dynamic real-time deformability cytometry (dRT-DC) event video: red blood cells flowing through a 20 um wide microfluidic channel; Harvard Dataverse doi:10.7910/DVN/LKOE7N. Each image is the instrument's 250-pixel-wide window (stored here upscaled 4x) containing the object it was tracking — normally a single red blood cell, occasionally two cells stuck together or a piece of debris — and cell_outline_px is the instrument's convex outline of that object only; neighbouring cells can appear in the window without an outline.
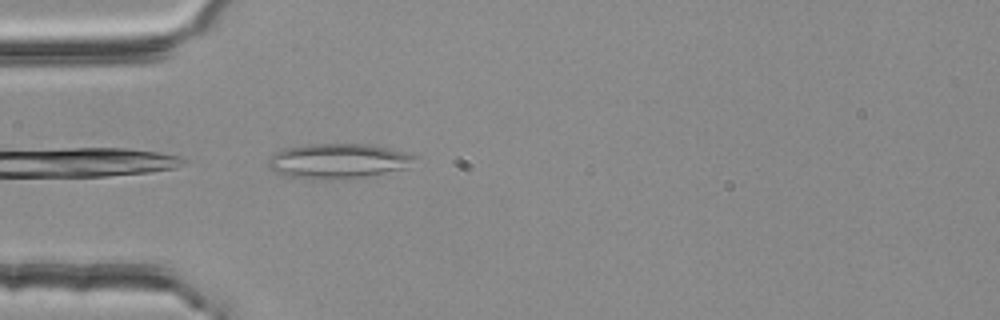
{"species": "common noctule bat (a hibernating species)", "species_latin": "Nyctalus noctula", "temperature_condition": "room temperature", "stored_images_in_passage": 33, "camera_frame_rate_fps": 3000, "um_per_image_px": 0.085, "animal": {"sex": "female", "body_mass_g": 25.1}, "frame": {"image": 1, "passage_image": 1, "time_ms": 0.0, "image_size_px": [1000, 320], "cell_outline_px": [[420, 156], [404, 168], [384, 172], [360, 176], [328, 180], [312, 180], [292, 176], [276, 172], [268, 168], [268, 160], [276, 152], [284, 148], [308, 144], [368, 144], [408, 152]], "centroid_in_image_um": [28.72, 13.67], "position_along_channel_um": 56.3, "area_um2": 29.54}}
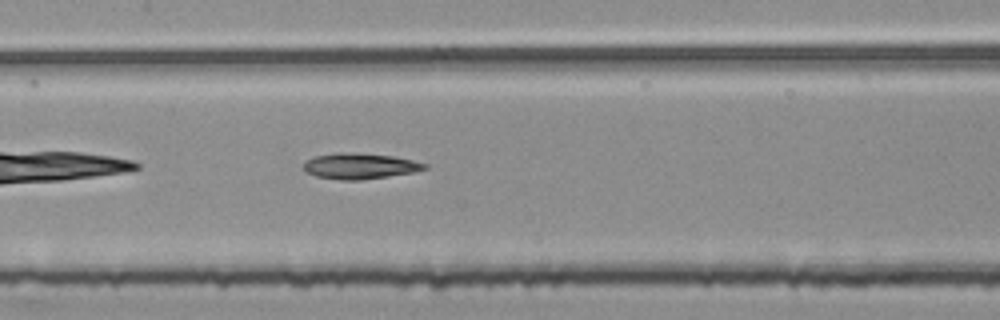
{"frame": {"image": 2, "passage_image": 11, "time_ms": 3.333, "image_size_px": [1000, 320], "cell_outline_px": [[428, 168], [412, 172], [388, 176], [360, 180], [340, 180], [316, 176], [308, 172], [304, 168], [304, 164], [308, 160], [316, 156], [336, 152], [340, 152], [392, 156], [412, 160], [428, 164]], "centroid_in_image_um": [30.6, 14.12], "position_along_channel_um": 176.8, "area_um2": 17.8}}
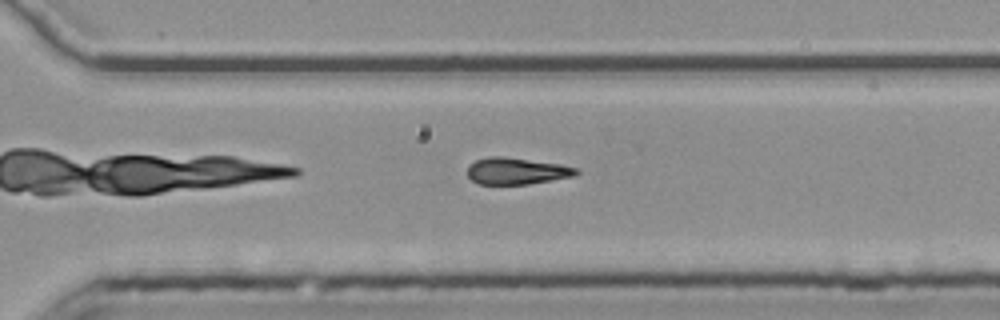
{"frame": {"image": 3, "passage_image": 23, "time_ms": 7.333, "image_size_px": [1000, 320], "cell_outline_px": [[580, 172], [576, 176], [528, 184], [480, 184], [472, 180], [468, 176], [468, 164], [476, 160], [488, 156], [504, 156], [560, 164], [576, 168]], "centroid_in_image_um": [43.91, 14.53], "position_along_channel_um": 326.7, "area_um2": 16.99}}